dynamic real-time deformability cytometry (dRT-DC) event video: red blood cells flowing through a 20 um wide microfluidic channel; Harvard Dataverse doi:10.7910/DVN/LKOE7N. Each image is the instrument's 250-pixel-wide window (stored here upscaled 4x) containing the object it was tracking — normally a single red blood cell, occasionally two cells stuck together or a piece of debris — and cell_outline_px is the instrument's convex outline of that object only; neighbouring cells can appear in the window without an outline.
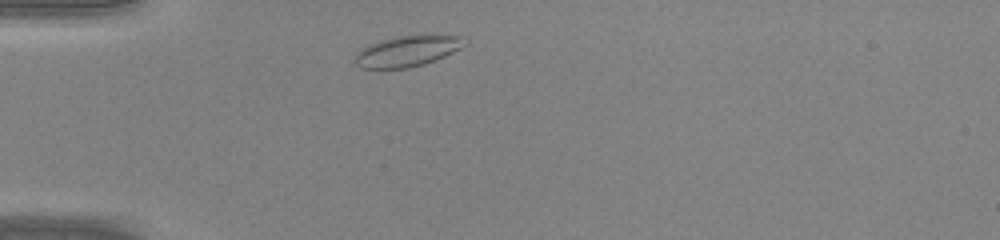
{"species": "common noctule bat (a hibernating species)", "species_latin": "Nyctalus noctula", "temperature_condition": "warm", "stored_images_in_passage": 28, "camera_frame_rate_fps": 3000, "um_per_image_px": 0.085, "animal": {"sex": "male", "body_mass_g": 20.0, "forearm_length_mm": 53.3}, "frame": {"image": 1, "passage_image": 2, "time_ms": 0.333, "image_size_px": [1000, 240], "cell_outline_px": [[468, 44], [436, 60], [424, 64], [408, 68], [360, 68], [356, 64], [356, 52], [360, 48], [368, 44], [380, 40], [396, 36], [460, 36]], "centroid_in_image_um": [34.57, 4.35], "position_along_channel_um": 50.4, "area_um2": 19.42}}
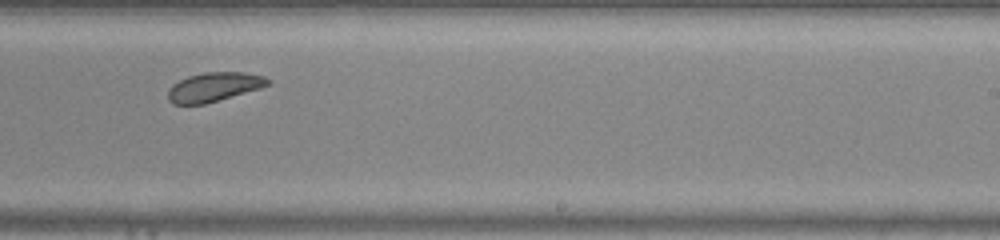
{"frame": {"image": 2, "passage_image": 18, "time_ms": 5.667, "image_size_px": [1000, 240], "cell_outline_px": [[268, 84], [260, 88], [204, 104], [172, 104], [168, 100], [168, 88], [172, 84], [188, 76], [204, 72], [244, 72], [264, 76], [268, 80]], "centroid_in_image_um": [18.13, 7.39], "position_along_channel_um": 270.9, "area_um2": 16.76}}
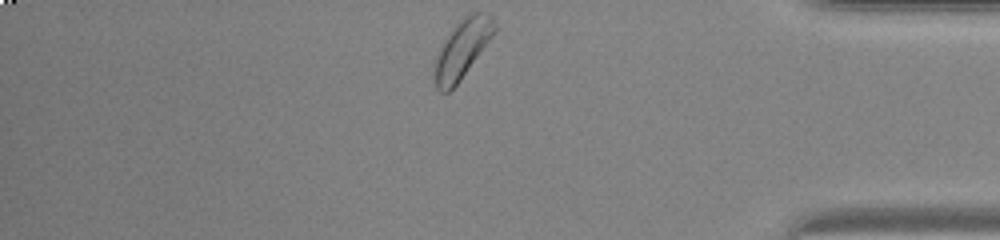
{"frame": {"image": 3, "passage_image": 28, "time_ms": 9.0, "image_size_px": [1000, 240], "cell_outline_px": [[496, 32], [460, 80], [448, 92], [440, 92], [436, 88], [432, 80], [432, 72], [436, 56], [448, 32], [464, 16], [472, 12], [480, 12], [492, 16], [496, 24]], "centroid_in_image_um": [39.25, 4.17], "position_along_channel_um": 395.9, "area_um2": 20.63}}